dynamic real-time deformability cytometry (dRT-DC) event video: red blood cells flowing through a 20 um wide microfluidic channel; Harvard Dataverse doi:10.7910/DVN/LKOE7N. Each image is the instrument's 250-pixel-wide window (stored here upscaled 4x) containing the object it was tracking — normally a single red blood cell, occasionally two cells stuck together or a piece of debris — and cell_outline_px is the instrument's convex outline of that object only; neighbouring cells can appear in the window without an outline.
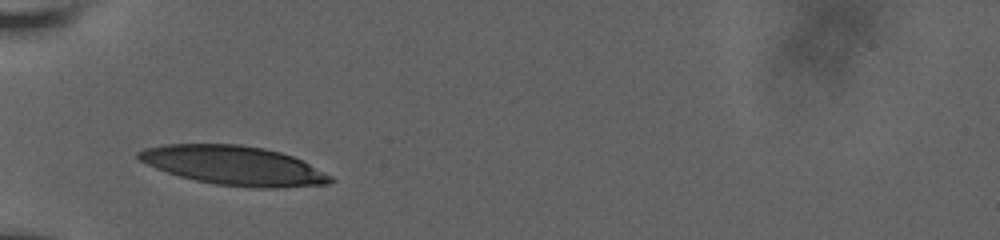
{"species": "human", "species_latin": "Homo sapiens", "temperature_condition": "room temperature", "stored_images_in_passage": 4, "camera_frame_rate_fps": 3000, "um_per_image_px": 0.085, "donor": {"sex": "male"}, "frame": {"image": 1, "passage_image": 1, "time_ms": 0.0, "image_size_px": [1000, 240], "cell_outline_px": [[336, 180], [328, 184], [280, 188], [252, 188], [216, 184], [196, 180], [180, 176], [156, 168], [140, 160], [136, 156], [136, 152], [144, 148], [164, 144], [240, 144], [264, 148], [280, 152], [292, 156], [332, 176]], "centroid_in_image_um": [19.88, 14.07], "position_along_channel_um": 65.1, "area_um2": 43.7}}
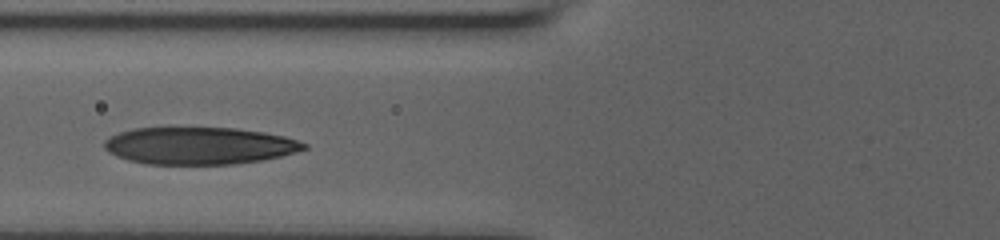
{"frame": {"image": 2, "passage_image": 3, "time_ms": 0.667, "image_size_px": [1000, 240], "cell_outline_px": [[308, 148], [280, 156], [264, 160], [236, 164], [148, 164], [128, 160], [116, 156], [108, 152], [104, 148], [104, 140], [120, 132], [136, 128], [168, 124], [236, 128], [264, 132], [284, 136], [308, 144]], "centroid_in_image_um": [16.89, 12.34], "position_along_channel_um": 108.9, "area_um2": 44.68}}